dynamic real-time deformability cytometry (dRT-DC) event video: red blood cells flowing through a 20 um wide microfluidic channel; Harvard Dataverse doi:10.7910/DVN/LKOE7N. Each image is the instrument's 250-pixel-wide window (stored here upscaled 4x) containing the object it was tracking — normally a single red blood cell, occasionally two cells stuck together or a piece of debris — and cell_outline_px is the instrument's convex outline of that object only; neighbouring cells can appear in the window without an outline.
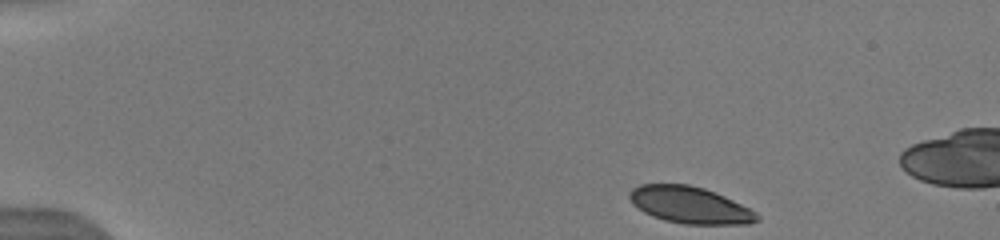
{"species": "human", "species_latin": "Homo sapiens", "temperature_condition": "warm", "stored_images_in_passage": 6, "camera_frame_rate_fps": 3000, "um_per_image_px": 0.085, "donor": {"sex": "male"}, "frame": {"image": 1, "passage_image": 1, "time_ms": 0.0, "image_size_px": [1000, 240], "cell_outline_px": [[760, 220], [748, 224], [684, 224], [664, 220], [652, 216], [644, 212], [632, 204], [628, 196], [628, 192], [632, 188], [640, 184], [688, 184], [704, 188], [724, 196], [756, 212], [760, 216]], "centroid_in_image_um": [58.61, 17.43], "position_along_channel_um": 26.4, "area_um2": 27.34}}